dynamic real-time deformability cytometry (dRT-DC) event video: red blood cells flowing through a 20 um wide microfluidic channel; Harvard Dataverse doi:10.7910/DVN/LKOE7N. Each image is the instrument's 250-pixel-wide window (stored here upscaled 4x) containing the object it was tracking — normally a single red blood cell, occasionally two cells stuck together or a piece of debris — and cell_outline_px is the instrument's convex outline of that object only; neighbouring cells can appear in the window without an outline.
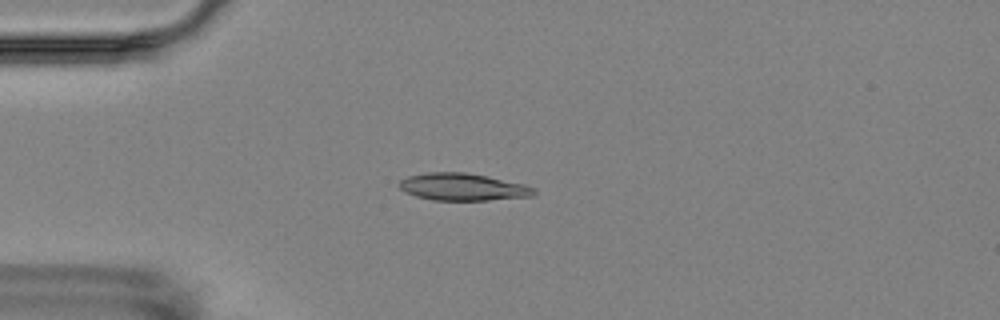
{"species": "Egyptian fruit bat (a non-hibernating species)", "species_latin": "Rousettus aegyptiacus", "temperature_condition": "room temperature", "stored_images_in_passage": 3, "camera_frame_rate_fps": 3000, "um_per_image_px": 0.085, "animal": {"sex": "female"}, "frame": {"image": 1, "passage_image": 3, "time_ms": 3.333, "image_size_px": [1000, 320], "cell_outline_px": [[536, 192], [532, 196], [488, 200], [432, 200], [416, 196], [404, 192], [396, 184], [400, 180], [408, 176], [428, 172], [464, 172], [488, 176], [524, 184], [536, 188]], "centroid_in_image_um": [39.31, 15.89], "position_along_channel_um": 45.7, "area_um2": 21.5}}